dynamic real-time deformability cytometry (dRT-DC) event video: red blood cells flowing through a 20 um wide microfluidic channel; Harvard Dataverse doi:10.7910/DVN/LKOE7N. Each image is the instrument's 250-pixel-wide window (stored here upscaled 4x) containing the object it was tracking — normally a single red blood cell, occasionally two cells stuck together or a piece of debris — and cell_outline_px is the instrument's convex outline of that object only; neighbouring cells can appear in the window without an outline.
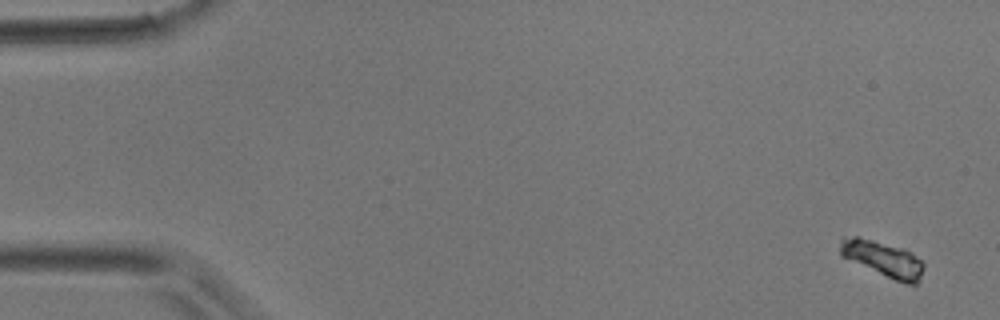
{"species": "common noctule bat (a hibernating species)", "species_latin": "Nyctalus noctula", "temperature_condition": "room temperature", "stored_images_in_passage": 6, "camera_frame_rate_fps": 3000, "um_per_image_px": 0.085, "animal": {"sex": "male", "body_mass_g": 17.9}, "frame": {"image": 1, "passage_image": 1, "time_ms": 0.0, "image_size_px": [1000, 320], "cell_outline_px": [[924, 268], [920, 280], [916, 284], [908, 284], [896, 280], [840, 256], [840, 240], [844, 236], [856, 236], [904, 248], [912, 252], [924, 264]], "centroid_in_image_um": [75.06, 21.98], "position_along_channel_um": 9.9, "area_um2": 17.28}}
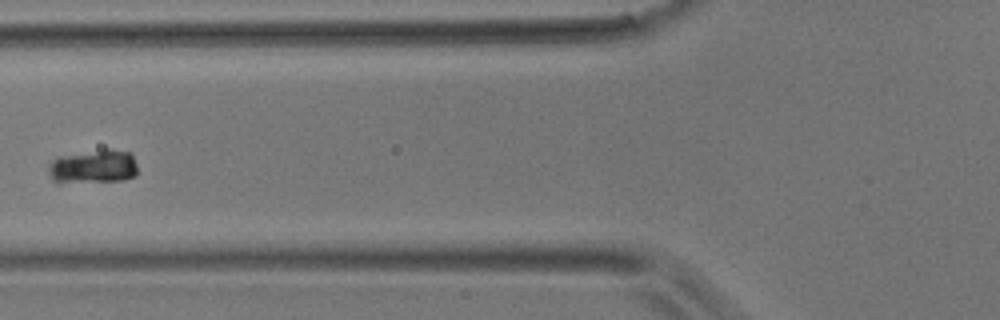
{"frame": {"image": 2, "passage_image": 6, "time_ms": 1.667, "image_size_px": [1000, 320], "cell_outline_px": [[136, 176], [124, 180], [52, 180], [48, 172], [48, 164], [56, 156], [108, 148], [128, 152], [132, 156], [136, 164]], "centroid_in_image_um": [7.94, 14.1], "position_along_channel_um": 117.9, "area_um2": 17.05}}